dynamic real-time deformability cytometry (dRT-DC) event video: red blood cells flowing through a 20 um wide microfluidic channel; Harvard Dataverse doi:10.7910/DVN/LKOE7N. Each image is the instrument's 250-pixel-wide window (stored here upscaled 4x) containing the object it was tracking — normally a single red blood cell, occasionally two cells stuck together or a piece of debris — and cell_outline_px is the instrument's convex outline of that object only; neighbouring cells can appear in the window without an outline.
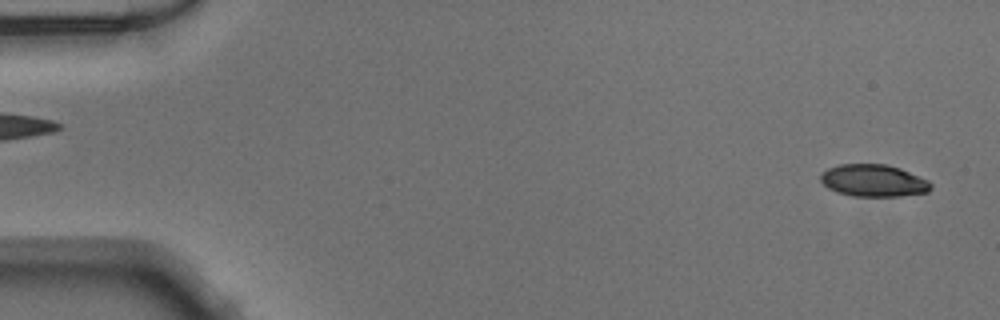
{"species": "Egyptian fruit bat (a non-hibernating species)", "species_latin": "Rousettus aegyptiacus", "temperature_condition": "warm", "stored_images_in_passage": 50, "camera_frame_rate_fps": 3000, "um_per_image_px": 0.085, "animal": {"sex": "male"}, "frame": {"image": 1, "passage_image": 2, "time_ms": 0.333, "image_size_px": [1000, 320], "cell_outline_px": [[932, 188], [928, 192], [900, 196], [852, 196], [836, 192], [828, 188], [820, 180], [820, 176], [828, 168], [840, 164], [884, 164], [900, 168], [928, 180], [932, 184]], "centroid_in_image_um": [74.25, 15.35], "position_along_channel_um": 10.7, "area_um2": 20.63}}
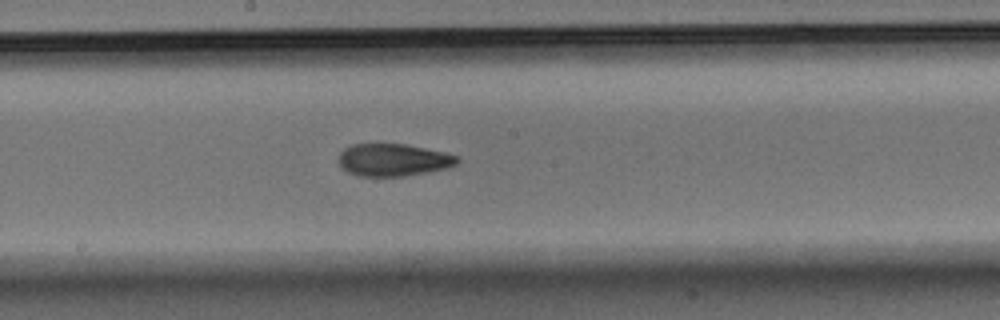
{"frame": {"image": 2, "passage_image": 27, "time_ms": 8.667, "image_size_px": [1000, 320], "cell_outline_px": [[460, 160], [456, 164], [448, 168], [428, 172], [404, 176], [360, 176], [348, 172], [340, 164], [340, 152], [344, 148], [352, 144], [404, 144], [444, 152], [460, 156]], "centroid_in_image_um": [33.47, 13.59], "position_along_channel_um": 214.7, "area_um2": 22.31}}
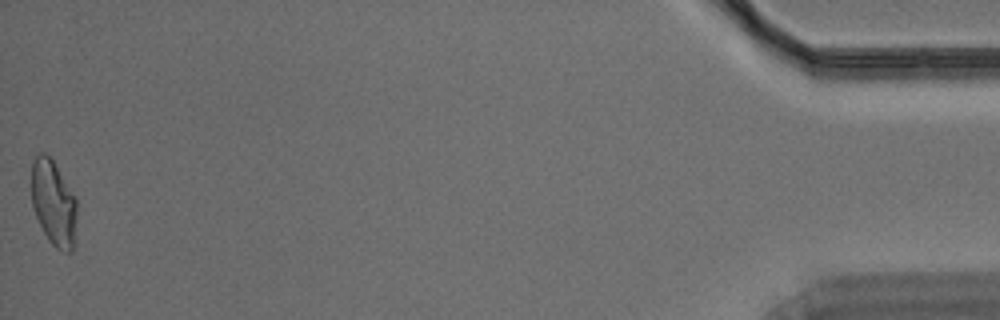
{"frame": {"image": 3, "passage_image": 50, "time_ms": 16.333, "image_size_px": [1000, 320], "cell_outline_px": [[76, 216], [72, 252], [64, 252], [56, 248], [48, 240], [36, 216], [32, 204], [32, 164], [36, 156], [40, 152], [44, 152], [52, 160], [76, 196]], "centroid_in_image_um": [4.55, 17.26], "position_along_channel_um": 430.6, "area_um2": 22.37}}